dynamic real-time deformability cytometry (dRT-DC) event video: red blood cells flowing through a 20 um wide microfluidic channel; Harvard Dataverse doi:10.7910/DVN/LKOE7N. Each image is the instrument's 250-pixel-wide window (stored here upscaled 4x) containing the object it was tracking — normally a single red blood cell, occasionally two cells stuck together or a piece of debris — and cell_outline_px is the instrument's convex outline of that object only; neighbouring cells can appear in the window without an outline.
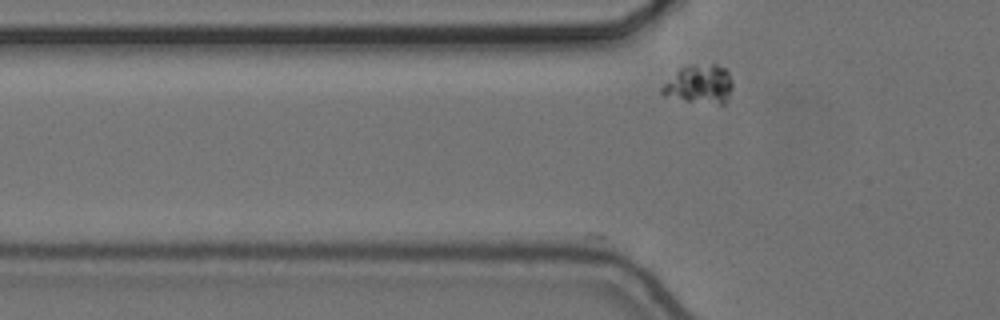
{"species": "common noctule bat (a hibernating species)", "species_latin": "Nyctalus noctula", "temperature_condition": "cold", "stored_images_in_passage": 4, "camera_frame_rate_fps": 3000, "um_per_image_px": 0.085, "animal": {"sex": "female", "body_mass_g": 24.6, "forearm_length_mm": 56.2}, "frame": {"image": 1, "passage_image": 4, "time_ms": 1.0, "image_size_px": [1000, 320], "cell_outline_px": [[732, 88], [728, 100], [724, 104], [720, 104], [688, 100], [664, 96], [660, 92], [660, 88], [680, 68], [688, 64], [716, 64], [724, 68], [728, 72], [732, 84]], "centroid_in_image_um": [59.46, 7.14], "position_along_channel_um": 66.3, "area_um2": 15.84}}